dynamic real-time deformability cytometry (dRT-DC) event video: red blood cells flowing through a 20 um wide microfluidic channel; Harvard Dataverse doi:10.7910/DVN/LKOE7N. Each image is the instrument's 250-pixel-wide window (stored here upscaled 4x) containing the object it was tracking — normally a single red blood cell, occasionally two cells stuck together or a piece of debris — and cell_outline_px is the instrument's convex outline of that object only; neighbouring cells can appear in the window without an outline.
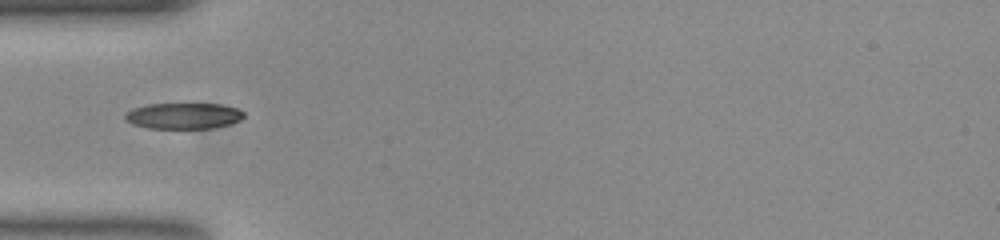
{"species": "common noctule bat (a hibernating species)", "species_latin": "Nyctalus noctula", "temperature_condition": "room temperature", "stored_images_in_passage": 21, "camera_frame_rate_fps": 3000, "um_per_image_px": 0.085, "animal": {"sex": "female", "body_mass_g": 23.0, "forearm_length_mm": 53.4}, "frame": {"image": 1, "passage_image": 1, "time_ms": 0.0, "image_size_px": [1000, 240], "cell_outline_px": [[244, 116], [240, 120], [228, 124], [212, 128], [148, 128], [132, 124], [124, 120], [124, 116], [132, 108], [148, 104], [220, 104], [236, 108], [244, 112]], "centroid_in_image_um": [15.57, 9.85], "position_along_channel_um": 69.4, "area_um2": 17.92}}
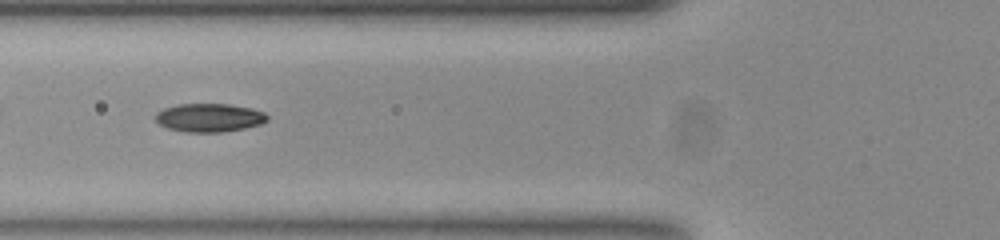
{"frame": {"image": 2, "passage_image": 4, "time_ms": 1.0, "image_size_px": [1000, 240], "cell_outline_px": [[268, 120], [260, 124], [244, 128], [220, 132], [184, 132], [168, 128], [160, 124], [156, 120], [156, 112], [164, 108], [180, 104], [228, 104], [252, 108], [264, 112], [268, 116]], "centroid_in_image_um": [17.8, 10.0], "position_along_channel_um": 108.0, "area_um2": 18.44}}
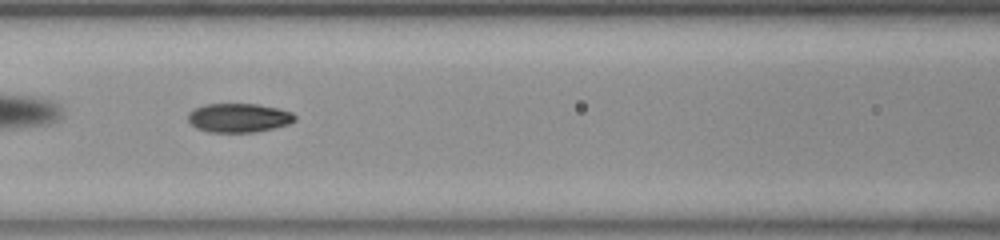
{"frame": {"image": 3, "passage_image": 7, "time_ms": 2.0, "image_size_px": [1000, 240], "cell_outline_px": [[296, 120], [288, 124], [256, 132], [208, 132], [196, 128], [188, 120], [188, 112], [196, 108], [208, 104], [256, 104], [276, 108], [292, 112], [296, 116]], "centroid_in_image_um": [20.29, 10.02], "position_along_channel_um": 146.3, "area_um2": 17.92}}